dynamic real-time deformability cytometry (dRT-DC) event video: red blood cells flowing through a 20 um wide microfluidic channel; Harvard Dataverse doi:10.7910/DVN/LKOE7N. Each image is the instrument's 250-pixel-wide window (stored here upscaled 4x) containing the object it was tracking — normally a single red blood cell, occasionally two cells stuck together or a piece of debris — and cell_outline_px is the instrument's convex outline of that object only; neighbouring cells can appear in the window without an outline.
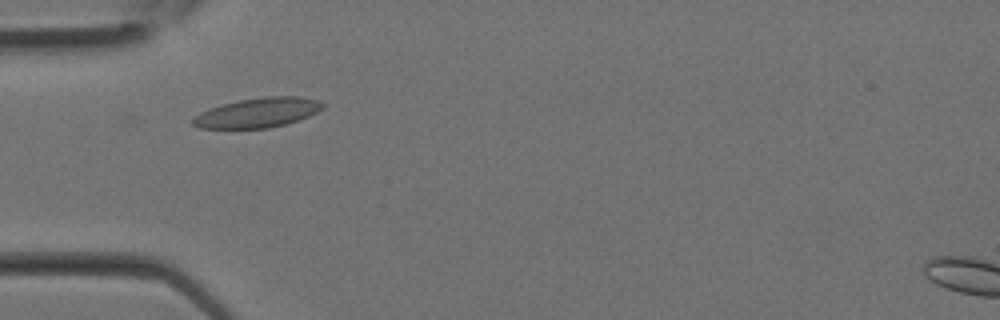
{"species": "Egyptian fruit bat (a non-hibernating species)", "species_latin": "Rousettus aegyptiacus", "temperature_condition": "room temperature", "stored_images_in_passage": 10, "camera_frame_rate_fps": 3000, "um_per_image_px": 0.085, "animal": {"sex": "female"}, "frame": {"image": 1, "passage_image": 3, "time_ms": 0.667, "image_size_px": [1000, 320], "cell_outline_px": [[324, 108], [308, 116], [284, 124], [268, 128], [200, 128], [192, 124], [192, 120], [200, 112], [208, 108], [240, 100], [264, 96], [300, 96], [320, 100], [324, 104]], "centroid_in_image_um": [21.92, 9.56], "position_along_channel_um": 63.1, "area_um2": 22.31}}
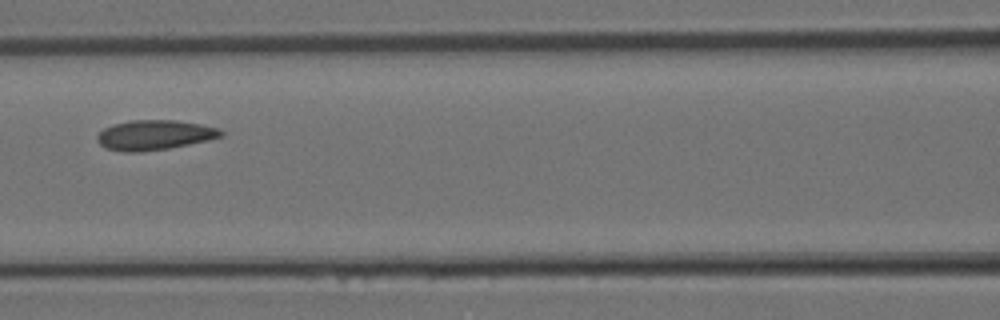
{"frame": {"image": 2, "passage_image": 7, "time_ms": 2.0, "image_size_px": [1000, 320], "cell_outline_px": [[224, 136], [208, 140], [168, 148], [140, 152], [124, 152], [104, 148], [96, 140], [96, 136], [104, 128], [112, 124], [132, 120], [176, 120], [200, 124], [220, 128], [224, 132]], "centroid_in_image_um": [13.12, 11.47], "position_along_channel_um": 153.5, "area_um2": 21.68}}
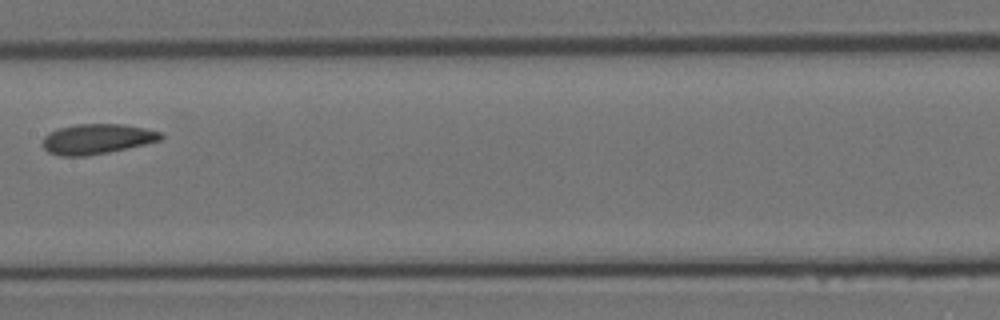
{"frame": {"image": 3, "passage_image": 9, "time_ms": 2.667, "image_size_px": [1000, 320], "cell_outline_px": [[164, 136], [160, 140], [144, 144], [108, 152], [84, 156], [60, 156], [48, 152], [44, 148], [44, 136], [48, 132], [60, 128], [76, 124], [120, 124], [144, 128], [160, 132]], "centroid_in_image_um": [8.22, 11.81], "position_along_channel_um": 199.2, "area_um2": 20.46}}